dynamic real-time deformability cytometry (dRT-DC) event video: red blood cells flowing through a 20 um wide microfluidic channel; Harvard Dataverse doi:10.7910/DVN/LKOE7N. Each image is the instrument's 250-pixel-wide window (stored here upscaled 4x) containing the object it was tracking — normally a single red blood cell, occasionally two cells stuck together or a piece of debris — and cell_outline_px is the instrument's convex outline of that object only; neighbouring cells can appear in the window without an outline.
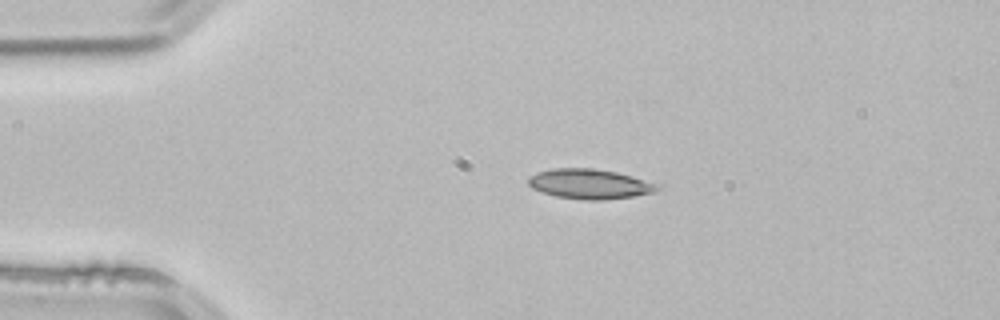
{"species": "common noctule bat (a hibernating species)", "species_latin": "Nyctalus noctula", "temperature_condition": "room temperature", "stored_images_in_passage": 2, "camera_frame_rate_fps": 3000, "um_per_image_px": 0.085, "animal": {"sex": "male", "body_mass_g": 21.5, "forearm_length_mm": 52.0}, "frame": {"image": 1, "passage_image": 1, "time_ms": 0.0, "image_size_px": [1000, 320], "cell_outline_px": [[660, 188], [656, 192], [632, 196], [600, 200], [584, 200], [556, 196], [532, 188], [528, 184], [528, 176], [536, 172], [552, 168], [592, 168], [616, 172], [632, 176], [660, 184]], "centroid_in_image_um": [50.12, 15.63], "position_along_channel_um": 34.9, "area_um2": 22.48}}